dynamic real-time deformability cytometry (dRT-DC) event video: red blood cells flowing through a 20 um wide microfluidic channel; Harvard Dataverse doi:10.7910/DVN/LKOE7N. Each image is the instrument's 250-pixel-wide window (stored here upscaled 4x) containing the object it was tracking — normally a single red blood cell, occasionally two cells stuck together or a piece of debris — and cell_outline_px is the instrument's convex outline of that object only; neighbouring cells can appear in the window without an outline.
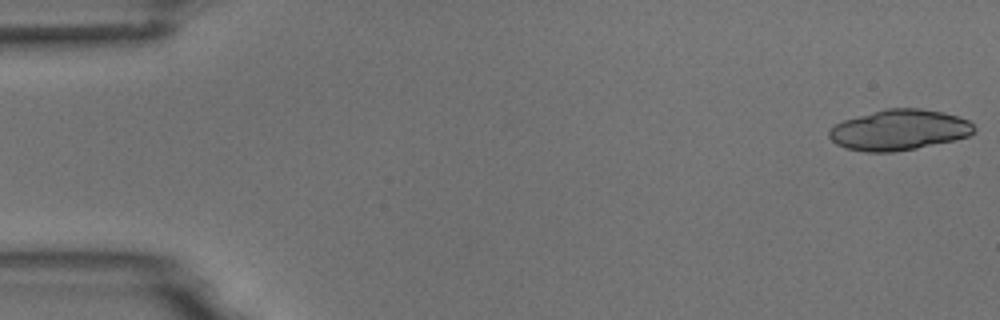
{"species": "common noctule bat (a hibernating species)", "species_latin": "Nyctalus noctula", "temperature_condition": "room temperature", "stored_images_in_passage": 20, "camera_frame_rate_fps": 3000, "um_per_image_px": 0.085, "animal": {"sex": "male", "body_mass_g": 18.8}, "frame": {"image": 1, "passage_image": 1, "time_ms": 0.0, "image_size_px": [1000, 320], "cell_outline_px": [[976, 132], [968, 136], [956, 140], [916, 148], [892, 152], [864, 152], [844, 148], [836, 144], [828, 136], [828, 132], [836, 124], [844, 120], [888, 108], [920, 108], [944, 112], [968, 120], [976, 128]], "centroid_in_image_um": [76.45, 11.05], "position_along_channel_um": 8.6, "area_um2": 34.28}}